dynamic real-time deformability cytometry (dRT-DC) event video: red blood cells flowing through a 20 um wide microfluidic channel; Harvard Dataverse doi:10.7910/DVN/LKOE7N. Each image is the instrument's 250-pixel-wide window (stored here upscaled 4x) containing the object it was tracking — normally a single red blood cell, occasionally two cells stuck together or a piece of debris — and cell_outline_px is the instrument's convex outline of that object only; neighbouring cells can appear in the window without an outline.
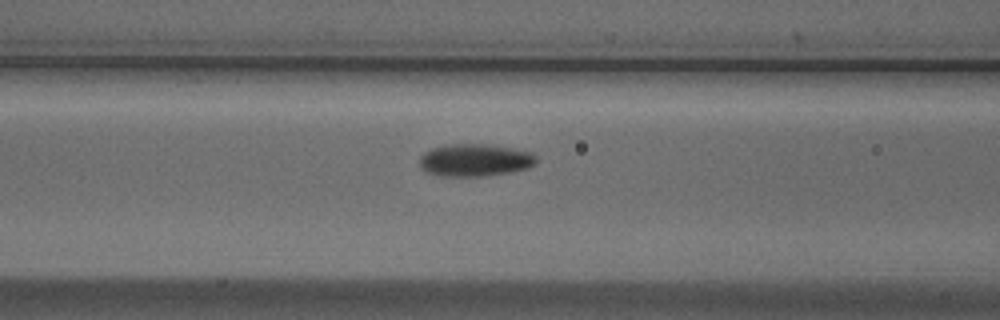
{"species": "Egyptian fruit bat (a non-hibernating species)", "species_latin": "Rousettus aegyptiacus", "temperature_condition": "cold", "stored_images_in_passage": 17, "camera_frame_rate_fps": 3000, "um_per_image_px": 0.085, "animal": {"sex": "male"}, "frame": {"image": 1, "passage_image": 15, "time_ms": 4.667, "image_size_px": [1000, 320], "cell_outline_px": [[536, 160], [528, 168], [508, 172], [484, 176], [440, 176], [428, 172], [420, 168], [420, 156], [424, 152], [432, 148], [448, 144], [488, 144], [512, 148], [532, 152], [536, 156]], "centroid_in_image_um": [40.34, 13.6], "position_along_channel_um": 126.3, "area_um2": 22.02}}